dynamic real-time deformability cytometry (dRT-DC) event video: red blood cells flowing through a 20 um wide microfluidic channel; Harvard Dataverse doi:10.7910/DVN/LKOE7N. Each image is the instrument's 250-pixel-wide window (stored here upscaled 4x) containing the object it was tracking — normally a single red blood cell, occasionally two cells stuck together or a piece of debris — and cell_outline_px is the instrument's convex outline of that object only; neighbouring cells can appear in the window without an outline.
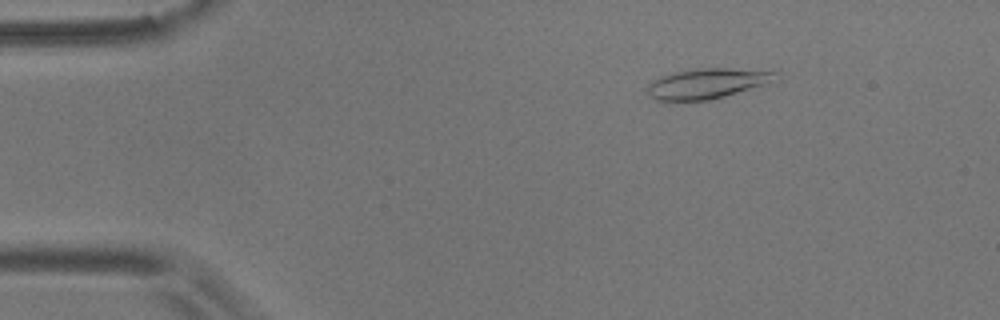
{"species": "common noctule bat (a hibernating species)", "species_latin": "Nyctalus noctula", "temperature_condition": "room temperature", "stored_images_in_passage": 55, "camera_frame_rate_fps": 3000, "um_per_image_px": 0.085, "animal": {"sex": "male", "body_mass_g": 17.9}, "frame": {"image": 1, "passage_image": 8, "time_ms": 2.333, "image_size_px": [1000, 320], "cell_outline_px": [[780, 72], [768, 84], [724, 96], [708, 100], [656, 100], [648, 96], [648, 84], [652, 80], [660, 76], [676, 72], [696, 68], [728, 68]], "centroid_in_image_um": [60.08, 7.09], "position_along_channel_um": 24.9, "area_um2": 22.37}}
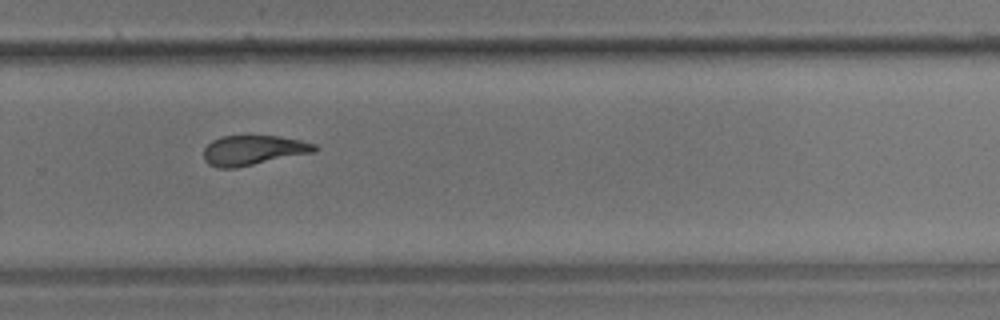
{"frame": {"image": 2, "passage_image": 37, "time_ms": 12.0, "image_size_px": [1000, 320], "cell_outline_px": [[320, 148], [316, 152], [236, 168], [216, 168], [208, 164], [204, 160], [204, 148], [212, 140], [220, 136], [280, 136], [300, 140], [316, 144]], "centroid_in_image_um": [21.54, 12.77], "position_along_channel_um": 308.3, "area_um2": 19.54}}
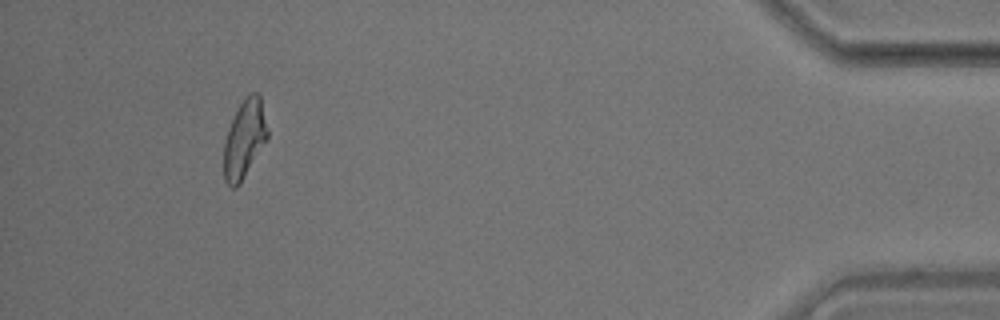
{"frame": {"image": 3, "passage_image": 51, "time_ms": 16.667, "image_size_px": [1000, 320], "cell_outline_px": [[268, 136], [240, 184], [236, 188], [232, 188], [224, 180], [224, 140], [228, 128], [244, 96], [248, 92], [260, 92], [268, 128]], "centroid_in_image_um": [20.78, 11.77], "position_along_channel_um": 414.4, "area_um2": 19.94}, "authors_computed_cell_mechanics": {"area_um2": 20.3456, "velocity_mm_per_s": 3.6403, "shape_relaxation_time_tau1_ms": 6.974, "shape_relaxation_time_tau2_ms": 3.0048, "deformation_change_tau1": 0.1949, "deformation_change_tau2": 0.1149}}